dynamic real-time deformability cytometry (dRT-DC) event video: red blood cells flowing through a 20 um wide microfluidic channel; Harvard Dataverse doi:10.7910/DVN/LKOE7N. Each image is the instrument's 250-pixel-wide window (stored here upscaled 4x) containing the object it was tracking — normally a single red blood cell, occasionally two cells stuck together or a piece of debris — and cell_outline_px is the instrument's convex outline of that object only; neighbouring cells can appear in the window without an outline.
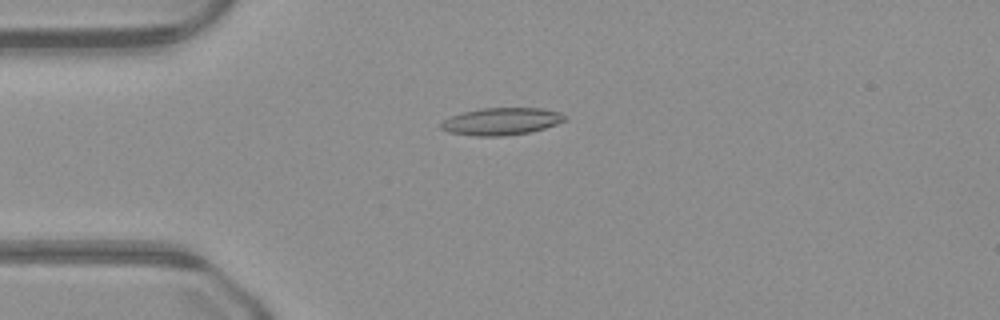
{"species": "common noctule bat (a hibernating species)", "species_latin": "Nyctalus noctula", "temperature_condition": "warm", "stored_images_in_passage": 38, "camera_frame_rate_fps": 3000, "um_per_image_px": 0.085, "animal": {"sex": "male", "body_mass_g": 23.1, "forearm_length_mm": 52.7}, "frame": {"image": 1, "passage_image": 1, "time_ms": 0.0, "image_size_px": [1000, 320], "cell_outline_px": [[568, 120], [544, 128], [528, 132], [500, 136], [476, 136], [448, 132], [440, 128], [440, 124], [444, 120], [452, 116], [464, 112], [484, 108], [540, 108], [560, 112]], "centroid_in_image_um": [42.62, 10.32], "position_along_channel_um": 42.4, "area_um2": 19.42}}
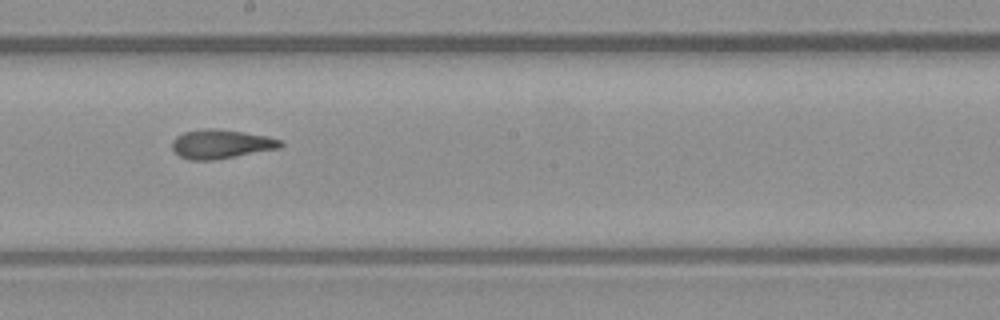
{"frame": {"image": 2, "passage_image": 16, "time_ms": 5.0, "image_size_px": [1000, 320], "cell_outline_px": [[284, 144], [280, 148], [212, 160], [188, 160], [180, 156], [172, 148], [172, 140], [176, 136], [184, 132], [204, 128], [216, 128], [244, 132], [268, 136], [280, 140]], "centroid_in_image_um": [18.77, 12.23], "position_along_channel_um": 229.4, "area_um2": 18.32}}
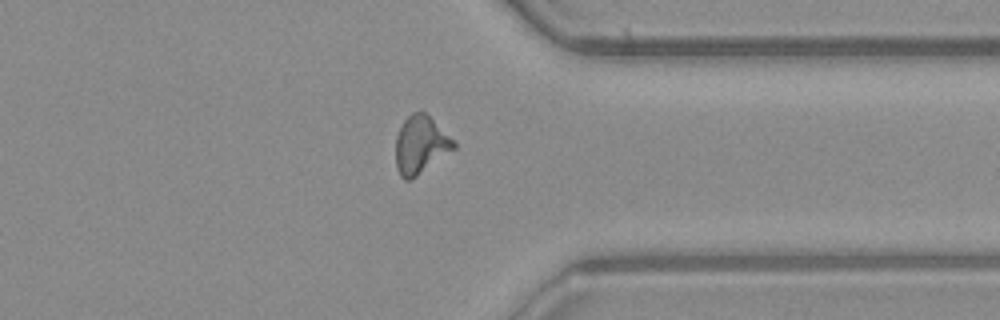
{"frame": {"image": 3, "passage_image": 27, "time_ms": 8.667, "image_size_px": [1000, 320], "cell_outline_px": [[456, 148], [412, 180], [404, 180], [400, 176], [396, 168], [396, 136], [404, 120], [412, 112], [424, 112], [456, 144]], "centroid_in_image_um": [35.71, 12.36], "position_along_channel_um": 375.7, "area_um2": 19.25}}